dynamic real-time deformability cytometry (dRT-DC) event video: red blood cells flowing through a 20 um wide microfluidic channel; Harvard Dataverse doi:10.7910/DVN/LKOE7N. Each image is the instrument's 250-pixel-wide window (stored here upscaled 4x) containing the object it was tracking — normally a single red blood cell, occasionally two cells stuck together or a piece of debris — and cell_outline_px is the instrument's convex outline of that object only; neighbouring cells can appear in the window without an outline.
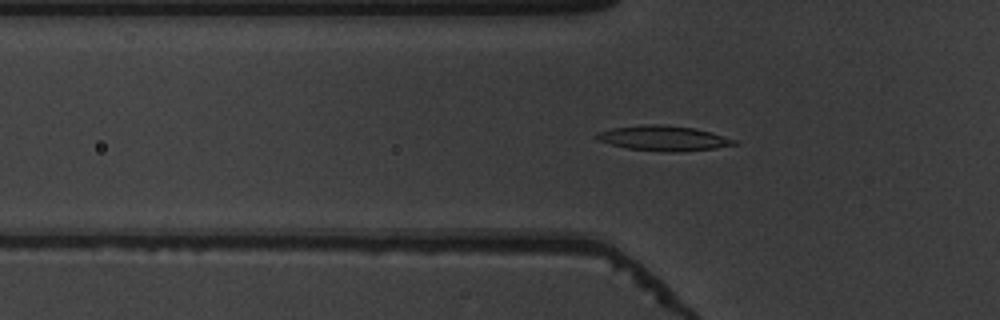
{"species": "common noctule bat (a hibernating species)", "species_latin": "Nyctalus noctula", "temperature_condition": "warm", "stored_images_in_passage": 54, "camera_frame_rate_fps": 3000, "um_per_image_px": 0.085, "animal": {"sex": "male", "body_mass_g": 19.5, "forearm_length_mm": 54.6}, "frame": {"image": 1, "passage_image": 19, "time_ms": 6.0, "image_size_px": [1000, 320], "cell_outline_px": [[740, 144], [716, 148], [680, 152], [664, 152], [628, 148], [596, 140], [596, 132], [612, 128], [648, 124], [660, 124], [692, 128], [708, 132], [736, 140]], "centroid_in_image_um": [56.39, 11.76], "position_along_channel_um": 69.4, "area_um2": 19.88}}
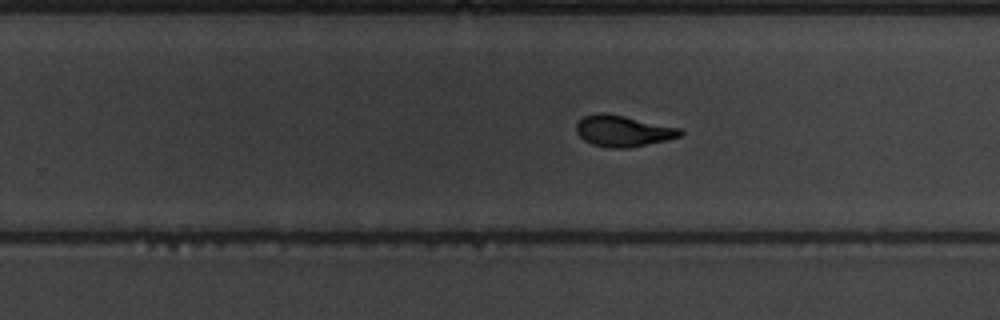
{"frame": {"image": 2, "passage_image": 35, "time_ms": 11.333, "image_size_px": [1000, 320], "cell_outline_px": [[684, 132], [680, 136], [668, 140], [628, 148], [608, 148], [592, 144], [584, 140], [576, 132], [576, 124], [584, 116], [596, 112], [604, 112], [624, 116], [680, 128]], "centroid_in_image_um": [52.94, 11.13], "position_along_channel_um": 276.9, "area_um2": 18.9}}
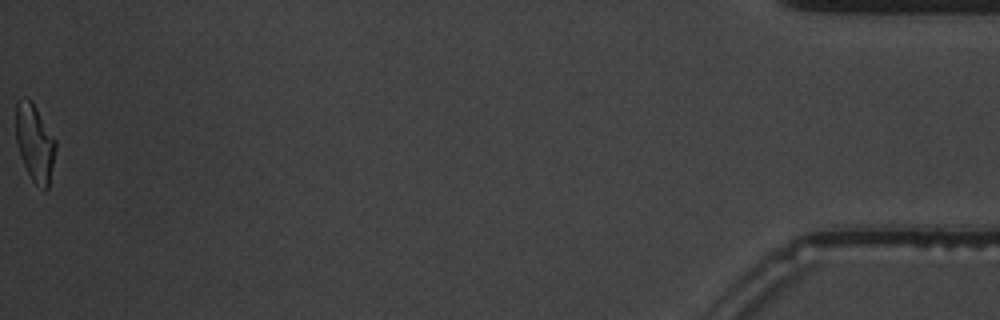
{"frame": {"image": 3, "passage_image": 54, "time_ms": 17.667, "image_size_px": [1000, 320], "cell_outline_px": [[56, 148], [48, 188], [44, 192], [32, 180], [20, 156], [16, 140], [16, 100], [24, 96], [36, 108], [56, 140]], "centroid_in_image_um": [2.95, 12.16], "position_along_channel_um": 432.2, "area_um2": 17.74}, "authors_computed_cell_mechanics": {"area_um2": 18.785, "velocity_mm_per_s": 3.9026, "shape_relaxation_time_tau1_ms": 3.9258, "shape_relaxation_time_tau2_ms": 1.4423, "deformation_change_tau1": 0.1801, "deformation_change_tau2": 0.091}}